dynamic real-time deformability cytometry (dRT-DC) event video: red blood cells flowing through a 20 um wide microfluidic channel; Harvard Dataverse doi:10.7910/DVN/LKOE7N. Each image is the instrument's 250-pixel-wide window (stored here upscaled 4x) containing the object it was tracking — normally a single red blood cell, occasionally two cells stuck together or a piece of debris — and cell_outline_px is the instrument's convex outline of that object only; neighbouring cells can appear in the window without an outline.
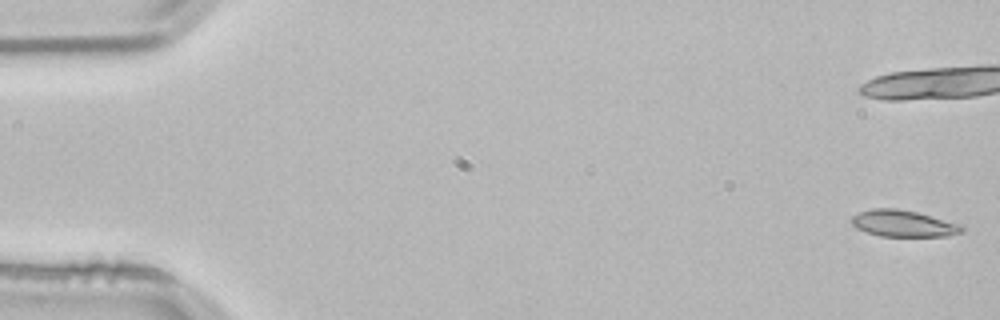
{"species": "common noctule bat (a hibernating species)", "species_latin": "Nyctalus noctula", "temperature_condition": "room temperature", "stored_images_in_passage": 22, "camera_frame_rate_fps": 3000, "um_per_image_px": 0.085, "animal": {"sex": "male", "body_mass_g": 21.5, "forearm_length_mm": 52.0}, "frame": {"image": 1, "passage_image": 1, "time_ms": 0.0, "image_size_px": [1000, 320], "cell_outline_px": [[964, 232], [948, 236], [880, 236], [856, 228], [848, 220], [852, 216], [860, 212], [872, 208], [896, 208], [916, 212], [964, 224]], "centroid_in_image_um": [76.81, 18.99], "position_along_channel_um": 8.2, "area_um2": 17.28}}